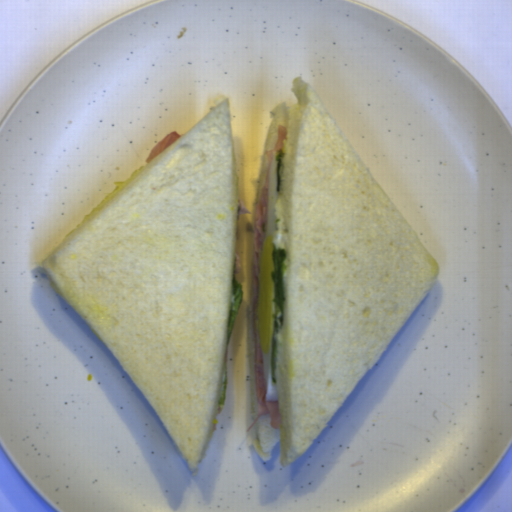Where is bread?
I'll list each match as a JSON object with an SVG mask.
<instances>
[{"label":"bread","instance_id":"1","mask_svg":"<svg viewBox=\"0 0 512 512\" xmlns=\"http://www.w3.org/2000/svg\"><path fill=\"white\" fill-rule=\"evenodd\" d=\"M115 188L42 260L196 475L222 398L238 183L230 99Z\"/></svg>","mask_w":512,"mask_h":512},{"label":"bread","instance_id":"3","mask_svg":"<svg viewBox=\"0 0 512 512\" xmlns=\"http://www.w3.org/2000/svg\"><path fill=\"white\" fill-rule=\"evenodd\" d=\"M253 294H254V240L252 245L250 275H249V333H248V362H249V384H250V403L248 429L254 422L258 414V393H257V375L256 358L254 344V323H253Z\"/></svg>","mask_w":512,"mask_h":512},{"label":"bread","instance_id":"2","mask_svg":"<svg viewBox=\"0 0 512 512\" xmlns=\"http://www.w3.org/2000/svg\"><path fill=\"white\" fill-rule=\"evenodd\" d=\"M272 109L256 208L279 125L286 129L273 244L286 252L284 314L274 336L279 428L270 413L247 432L263 462L308 449L425 301L440 273L330 115L314 85Z\"/></svg>","mask_w":512,"mask_h":512}]
</instances>
